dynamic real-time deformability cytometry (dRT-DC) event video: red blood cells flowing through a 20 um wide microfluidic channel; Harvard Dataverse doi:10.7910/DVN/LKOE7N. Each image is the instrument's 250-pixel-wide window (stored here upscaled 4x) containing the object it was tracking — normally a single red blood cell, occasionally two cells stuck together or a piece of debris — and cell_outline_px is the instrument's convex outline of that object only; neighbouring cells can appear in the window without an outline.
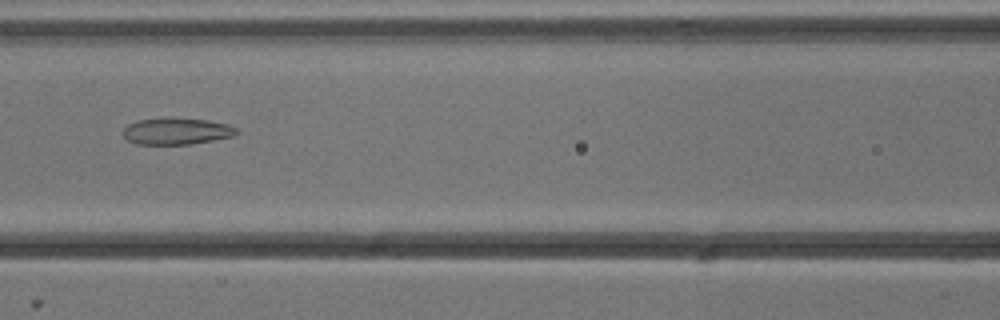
{"species": "common noctule bat (a hibernating species)", "species_latin": "Nyctalus noctula", "temperature_condition": "cold", "stored_images_in_passage": 37, "camera_frame_rate_fps": 3000, "um_per_image_px": 0.085, "animal": {"sex": "male", "body_mass_g": 13.3}, "frame": {"image": 1, "passage_image": 7, "time_ms": 2.0, "image_size_px": [1000, 320], "cell_outline_px": [[236, 132], [232, 136], [212, 140], [188, 144], [136, 144], [128, 140], [120, 132], [128, 124], [136, 120], [172, 116], [208, 120], [228, 124], [236, 128]], "centroid_in_image_um": [14.94, 11.12], "position_along_channel_um": 151.7, "area_um2": 17.86}}
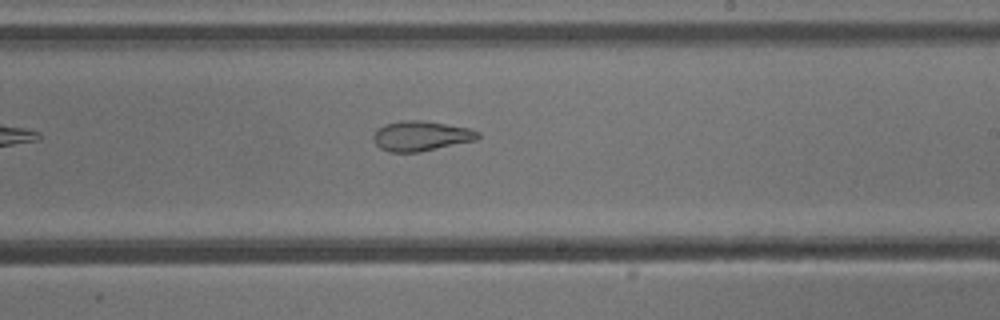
{"frame": {"image": 2, "passage_image": 15, "time_ms": 4.667, "image_size_px": [1000, 320], "cell_outline_px": [[480, 136], [476, 140], [420, 152], [388, 152], [380, 148], [376, 144], [372, 136], [384, 124], [400, 120], [420, 120], [472, 128], [480, 132]], "centroid_in_image_um": [35.81, 11.55], "position_along_channel_um": 253.2, "area_um2": 18.32}}
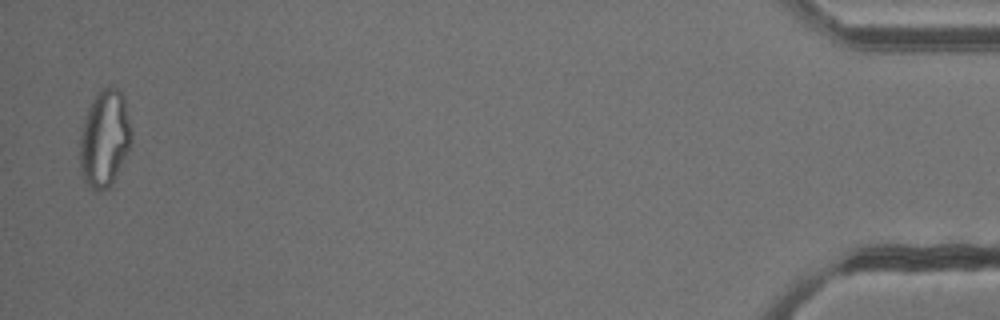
{"frame": {"image": 3, "passage_image": 36, "time_ms": 11.667, "image_size_px": [1000, 320], "cell_outline_px": [[132, 140], [108, 188], [96, 192], [84, 184], [80, 172], [80, 136], [84, 120], [88, 108], [96, 92], [100, 88], [116, 88], [124, 96], [132, 128]], "centroid_in_image_um": [8.86, 11.76], "position_along_channel_um": 426.3, "area_um2": 29.02}}